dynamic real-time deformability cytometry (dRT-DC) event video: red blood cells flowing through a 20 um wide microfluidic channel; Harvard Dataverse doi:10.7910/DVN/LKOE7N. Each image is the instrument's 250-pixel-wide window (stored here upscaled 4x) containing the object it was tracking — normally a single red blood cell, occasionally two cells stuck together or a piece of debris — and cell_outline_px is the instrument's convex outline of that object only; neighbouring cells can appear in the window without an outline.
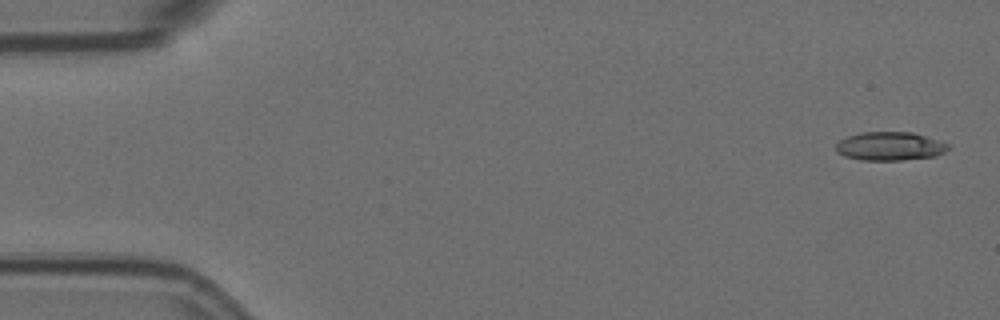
{"species": "Egyptian fruit bat (a non-hibernating species)", "species_latin": "Rousettus aegyptiacus", "temperature_condition": "room temperature", "stored_images_in_passage": 5, "camera_frame_rate_fps": 3000, "um_per_image_px": 0.085, "animal": {"sex": "female"}, "frame": {"image": 1, "passage_image": 1, "time_ms": 0.0, "image_size_px": [1000, 320], "cell_outline_px": [[952, 148], [944, 152], [932, 156], [900, 160], [860, 160], [844, 156], [836, 152], [836, 144], [840, 140], [848, 136], [860, 132], [912, 132], [952, 144]], "centroid_in_image_um": [75.65, 12.42], "position_along_channel_um": 9.3, "area_um2": 18.79}}
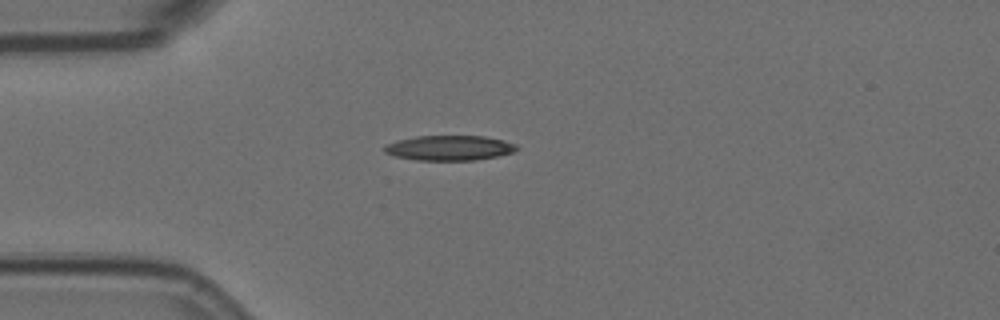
{"frame": {"image": 2, "passage_image": 5, "time_ms": 1.333, "image_size_px": [1000, 320], "cell_outline_px": [[520, 148], [516, 152], [476, 160], [416, 160], [396, 156], [384, 152], [384, 144], [396, 140], [416, 136], [484, 136], [504, 140], [516, 144]], "centroid_in_image_um": [38.22, 12.57], "position_along_channel_um": 46.8, "area_um2": 19.42}}